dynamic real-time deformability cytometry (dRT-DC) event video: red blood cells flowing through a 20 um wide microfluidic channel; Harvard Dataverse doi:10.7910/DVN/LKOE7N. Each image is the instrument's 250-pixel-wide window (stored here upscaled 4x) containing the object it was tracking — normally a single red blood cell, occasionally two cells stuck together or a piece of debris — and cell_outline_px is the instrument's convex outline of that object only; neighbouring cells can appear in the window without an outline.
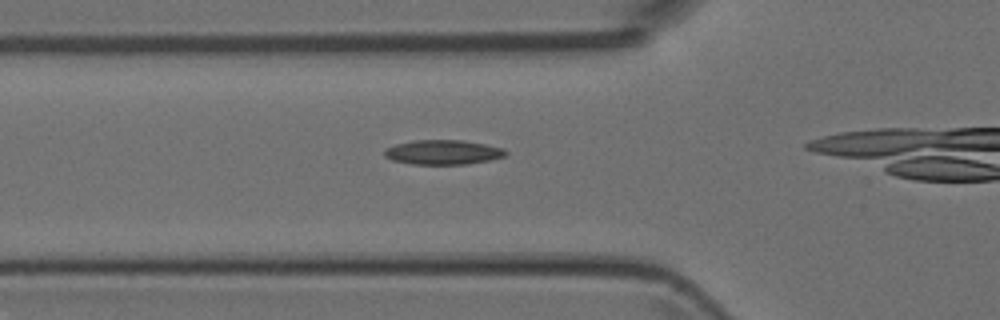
{"species": "Egyptian fruit bat (a non-hibernating species)", "species_latin": "Rousettus aegyptiacus", "temperature_condition": "room temperature", "stored_images_in_passage": 15, "camera_frame_rate_fps": 3000, "um_per_image_px": 0.085, "animal": {"sex": "female"}, "frame": {"image": 1, "passage_image": 11, "time_ms": 3.333, "image_size_px": [1000, 320], "cell_outline_px": [[508, 152], [504, 156], [488, 160], [464, 164], [412, 164], [392, 160], [384, 156], [384, 148], [396, 144], [416, 140], [464, 140], [504, 148]], "centroid_in_image_um": [37.63, 12.93], "position_along_channel_um": 88.2, "area_um2": 17.28}}